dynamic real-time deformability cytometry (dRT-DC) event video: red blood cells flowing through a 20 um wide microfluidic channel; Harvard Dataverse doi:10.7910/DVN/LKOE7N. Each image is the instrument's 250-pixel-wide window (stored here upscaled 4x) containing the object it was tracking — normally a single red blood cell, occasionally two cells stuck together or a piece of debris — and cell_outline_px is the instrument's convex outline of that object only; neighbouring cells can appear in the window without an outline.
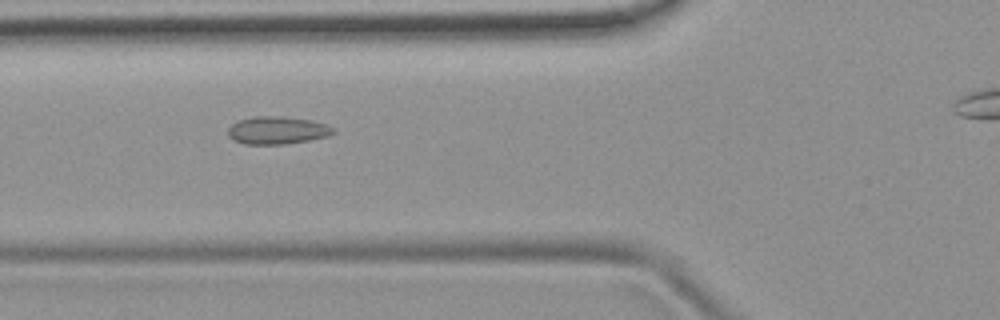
{"species": "common noctule bat (a hibernating species)", "species_latin": "Nyctalus noctula", "temperature_condition": "room temperature", "stored_images_in_passage": 33, "camera_frame_rate_fps": 3000, "um_per_image_px": 0.085, "animal": {"sex": "female", "body_mass_g": 19.9}, "frame": {"image": 1, "passage_image": 6, "time_ms": 1.667, "image_size_px": [1000, 320], "cell_outline_px": [[336, 132], [328, 136], [308, 140], [284, 144], [244, 144], [232, 140], [228, 136], [228, 128], [232, 124], [240, 120], [252, 116], [280, 116], [312, 120], [336, 128]], "centroid_in_image_um": [23.56, 11.07], "position_along_channel_um": 102.2, "area_um2": 17.05}}
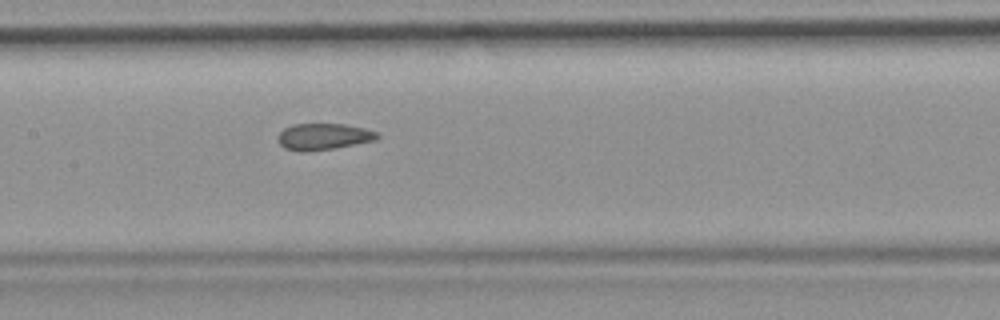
{"frame": {"image": 2, "passage_image": 12, "time_ms": 3.667, "image_size_px": [1000, 320], "cell_outline_px": [[380, 136], [376, 140], [336, 148], [308, 152], [296, 152], [284, 148], [276, 140], [276, 136], [284, 128], [292, 124], [344, 124], [364, 128], [380, 132]], "centroid_in_image_um": [27.47, 11.62], "position_along_channel_um": 179.9, "area_um2": 15.72}}
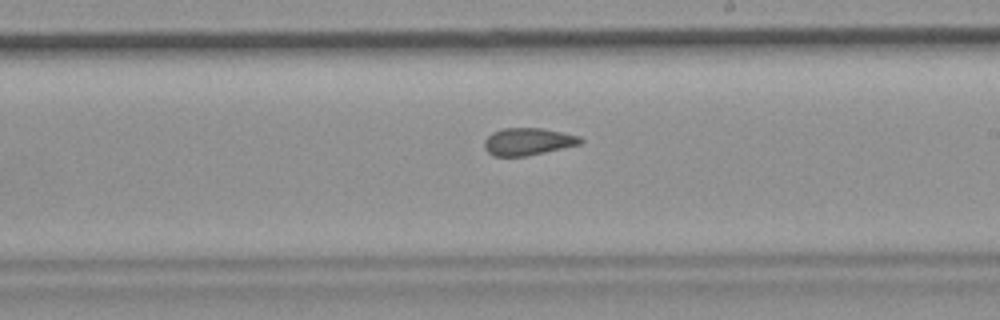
{"frame": {"image": 3, "passage_image": 17, "time_ms": 5.333, "image_size_px": [1000, 320], "cell_outline_px": [[584, 140], [580, 144], [544, 152], [524, 156], [492, 156], [484, 148], [484, 140], [492, 132], [504, 128], [544, 128], [580, 136]], "centroid_in_image_um": [44.86, 12.02], "position_along_channel_um": 244.1, "area_um2": 15.26}}